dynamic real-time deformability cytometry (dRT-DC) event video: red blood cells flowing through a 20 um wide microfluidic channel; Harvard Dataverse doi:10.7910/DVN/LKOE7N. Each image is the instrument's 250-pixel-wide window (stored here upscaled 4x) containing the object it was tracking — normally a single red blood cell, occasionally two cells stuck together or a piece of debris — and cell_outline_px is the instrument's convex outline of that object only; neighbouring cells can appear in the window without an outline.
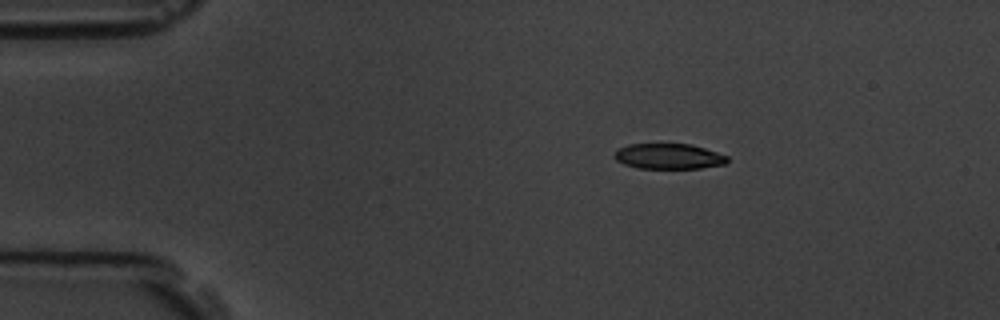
{"species": "common noctule bat (a hibernating species)", "species_latin": "Nyctalus noctula", "temperature_condition": "room temperature", "stored_images_in_passage": 4, "camera_frame_rate_fps": 3000, "um_per_image_px": 0.085, "animal": {"sex": "male", "body_mass_g": 19.5, "forearm_length_mm": 54.6}, "frame": {"image": 1, "passage_image": 2, "time_ms": 1.333, "image_size_px": [1000, 320], "cell_outline_px": [[728, 160], [724, 164], [700, 168], [640, 168], [624, 164], [616, 160], [612, 156], [620, 148], [628, 144], [692, 144], [728, 156]], "centroid_in_image_um": [56.83, 13.28], "position_along_channel_um": 28.2, "area_um2": 16.59}}